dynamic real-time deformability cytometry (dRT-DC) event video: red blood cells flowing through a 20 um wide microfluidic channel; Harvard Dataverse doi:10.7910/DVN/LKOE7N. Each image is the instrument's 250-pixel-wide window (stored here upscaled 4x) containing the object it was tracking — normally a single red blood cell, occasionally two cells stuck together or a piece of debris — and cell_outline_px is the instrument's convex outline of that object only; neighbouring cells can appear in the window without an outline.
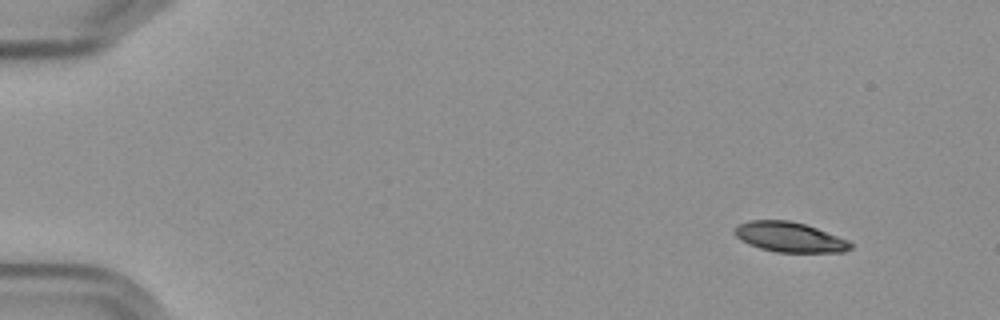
{"species": "Egyptian fruit bat (a non-hibernating species)", "species_latin": "Rousettus aegyptiacus", "temperature_condition": "cold", "stored_images_in_passage": 6, "camera_frame_rate_fps": 3000, "um_per_image_px": 0.085, "frame": {"image": 1, "passage_image": 1, "time_ms": 0.0, "image_size_px": [1000, 320], "cell_outline_px": [[852, 248], [844, 252], [776, 252], [760, 248], [748, 244], [740, 240], [732, 232], [740, 224], [748, 220], [788, 220], [804, 224], [816, 228], [848, 240], [852, 244]], "centroid_in_image_um": [67.09, 20.16], "position_along_channel_um": 17.9, "area_um2": 20.17}}
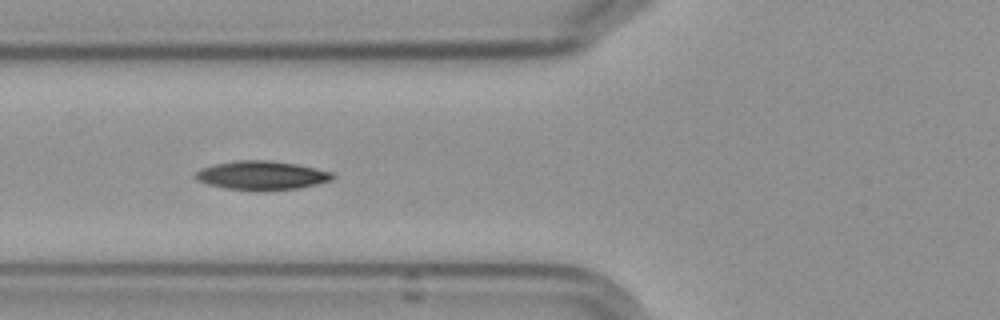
{"frame": {"image": 2, "passage_image": 5, "time_ms": 5.667, "image_size_px": [1000, 320], "cell_outline_px": [[336, 176], [332, 180], [300, 188], [264, 192], [256, 192], [224, 188], [208, 184], [200, 180], [196, 176], [196, 172], [204, 168], [216, 164], [236, 160], [272, 160], [296, 164], [332, 172]], "centroid_in_image_um": [22.3, 14.93], "position_along_channel_um": 103.5, "area_um2": 23.24}}
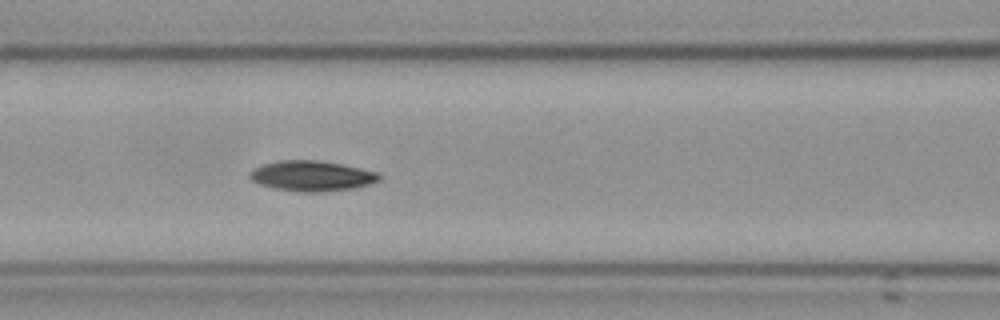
{"frame": {"image": 3, "passage_image": 6, "time_ms": 6.667, "image_size_px": [1000, 320], "cell_outline_px": [[380, 180], [368, 184], [352, 188], [320, 192], [300, 192], [276, 188], [260, 184], [252, 180], [248, 176], [248, 172], [264, 164], [276, 160], [320, 160], [380, 172]], "centroid_in_image_um": [26.5, 14.94], "position_along_channel_um": 140.1, "area_um2": 22.77}}